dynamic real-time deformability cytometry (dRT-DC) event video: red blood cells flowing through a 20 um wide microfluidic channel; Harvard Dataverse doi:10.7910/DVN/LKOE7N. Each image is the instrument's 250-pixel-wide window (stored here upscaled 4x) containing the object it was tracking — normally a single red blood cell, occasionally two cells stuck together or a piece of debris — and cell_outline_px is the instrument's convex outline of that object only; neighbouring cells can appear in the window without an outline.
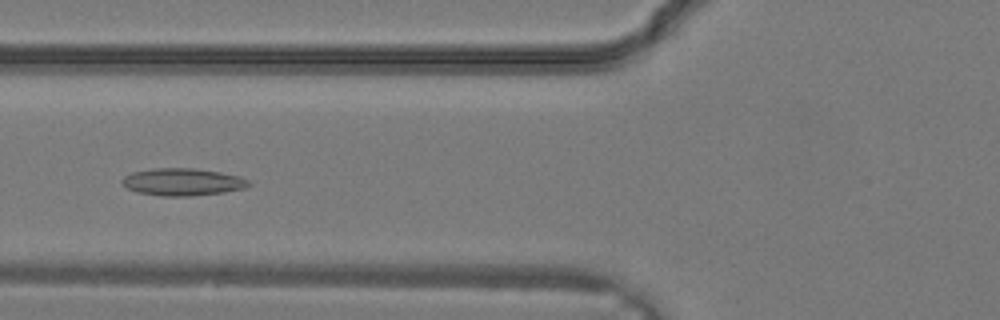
{"species": "common noctule bat (a hibernating species)", "species_latin": "Nyctalus noctula", "temperature_condition": "warm", "stored_images_in_passage": 17, "camera_frame_rate_fps": 3000, "um_per_image_px": 0.085, "animal": {"sex": "male", "body_mass_g": 19.2, "forearm_length_mm": 51.8}, "frame": {"image": 1, "passage_image": 6, "time_ms": 1.667, "image_size_px": [1000, 320], "cell_outline_px": [[252, 184], [244, 188], [224, 192], [188, 196], [164, 196], [136, 192], [128, 188], [120, 180], [124, 176], [132, 172], [152, 168], [192, 168], [220, 172], [240, 176], [248, 180]], "centroid_in_image_um": [15.52, 15.46], "position_along_channel_um": 110.3, "area_um2": 20.11}}
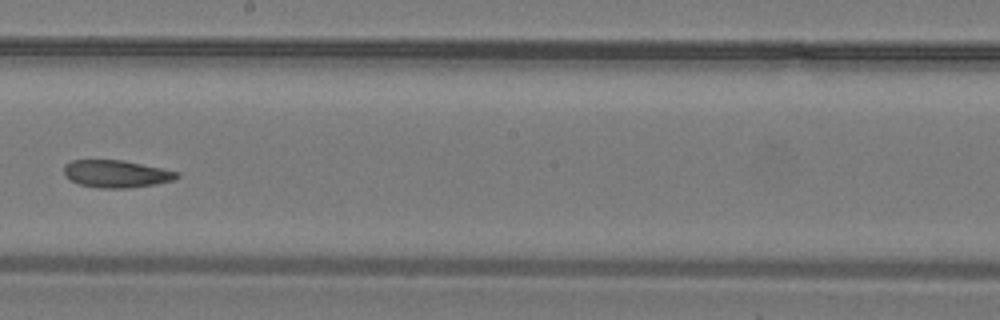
{"frame": {"image": 2, "passage_image": 12, "time_ms": 3.667, "image_size_px": [1000, 320], "cell_outline_px": [[180, 176], [172, 180], [156, 184], [128, 188], [96, 188], [80, 184], [64, 176], [64, 164], [72, 160], [120, 160], [180, 172]], "centroid_in_image_um": [9.86, 14.78], "position_along_channel_um": 238.3, "area_um2": 17.92}}
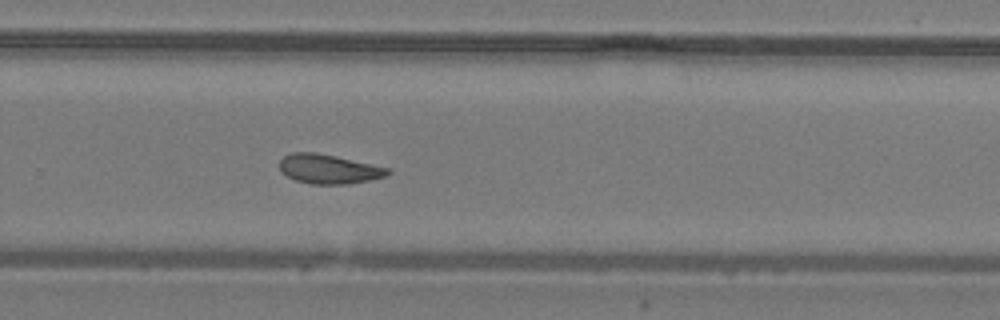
{"frame": {"image": 3, "passage_image": 15, "time_ms": 4.667, "image_size_px": [1000, 320], "cell_outline_px": [[392, 172], [384, 176], [372, 180], [348, 184], [312, 184], [296, 180], [288, 176], [280, 168], [280, 160], [284, 156], [292, 152], [316, 152], [336, 156], [392, 168]], "centroid_in_image_um": [28.0, 14.36], "position_along_channel_um": 301.8, "area_um2": 18.55}}